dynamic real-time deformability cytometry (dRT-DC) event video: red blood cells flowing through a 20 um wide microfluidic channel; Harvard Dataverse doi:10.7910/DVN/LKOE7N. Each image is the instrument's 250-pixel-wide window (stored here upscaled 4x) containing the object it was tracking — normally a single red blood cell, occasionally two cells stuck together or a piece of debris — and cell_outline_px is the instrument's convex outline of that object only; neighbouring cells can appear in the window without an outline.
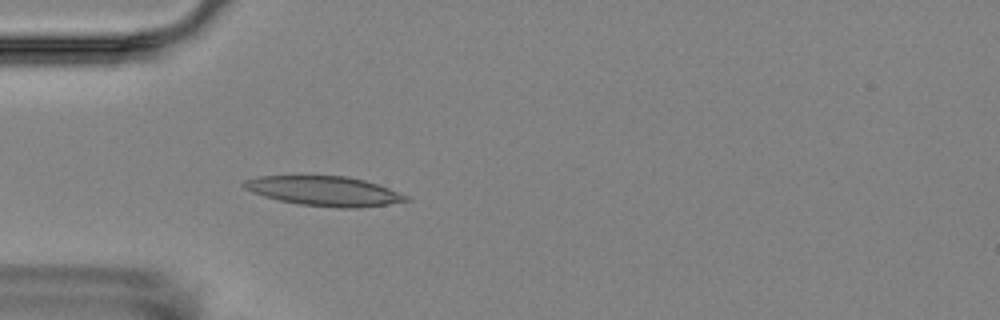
{"species": "Egyptian fruit bat (a non-hibernating species)", "species_latin": "Rousettus aegyptiacus", "temperature_condition": "room temperature", "stored_images_in_passage": 4, "camera_frame_rate_fps": 3000, "um_per_image_px": 0.085, "animal": {"sex": "female"}, "frame": {"image": 1, "passage_image": 4, "time_ms": 3.667, "image_size_px": [1000, 320], "cell_outline_px": [[412, 200], [388, 204], [356, 208], [336, 208], [300, 204], [280, 200], [264, 196], [252, 192], [244, 188], [240, 184], [244, 180], [256, 176], [348, 176], [364, 180], [388, 188], [408, 196]], "centroid_in_image_um": [27.54, 16.24], "position_along_channel_um": 57.5, "area_um2": 27.92}}